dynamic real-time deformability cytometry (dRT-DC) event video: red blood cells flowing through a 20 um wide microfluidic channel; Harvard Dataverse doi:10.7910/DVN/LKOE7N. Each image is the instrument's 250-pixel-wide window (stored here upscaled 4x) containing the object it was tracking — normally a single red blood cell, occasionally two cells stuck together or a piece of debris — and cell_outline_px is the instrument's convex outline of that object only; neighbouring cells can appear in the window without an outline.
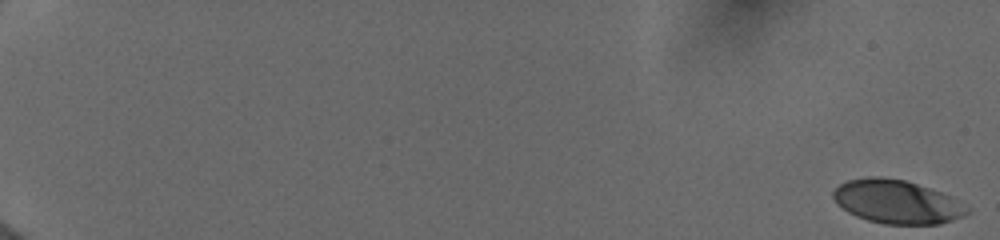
{"species": "human", "species_latin": "Homo sapiens", "temperature_condition": "cold", "stored_images_in_passage": 19, "camera_frame_rate_fps": 3000, "um_per_image_px": 0.085, "donor": {"sex": "female"}, "frame": {"image": 1, "passage_image": 1, "time_ms": 0.0, "image_size_px": [1000, 240], "cell_outline_px": [[972, 212], [964, 216], [940, 224], [884, 224], [868, 220], [856, 216], [848, 212], [836, 204], [832, 196], [832, 192], [840, 184], [848, 180], [868, 176], [880, 176], [904, 180], [940, 192], [972, 208]], "centroid_in_image_um": [76.23, 17.16], "position_along_channel_um": 8.8, "area_um2": 34.04}}
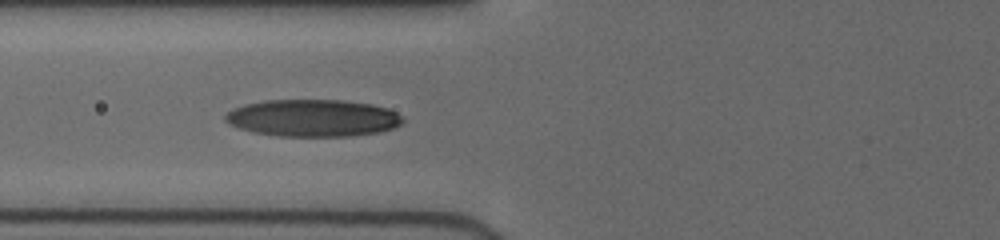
{"frame": {"image": 2, "passage_image": 14, "time_ms": 8.0, "image_size_px": [1000, 240], "cell_outline_px": [[404, 120], [400, 124], [392, 128], [380, 132], [352, 136], [276, 136], [252, 132], [228, 124], [224, 120], [224, 116], [228, 112], [244, 104], [264, 100], [344, 100], [372, 104], [388, 108], [396, 112]], "centroid_in_image_um": [26.58, 10.03], "position_along_channel_um": 99.2, "area_um2": 38.55}}
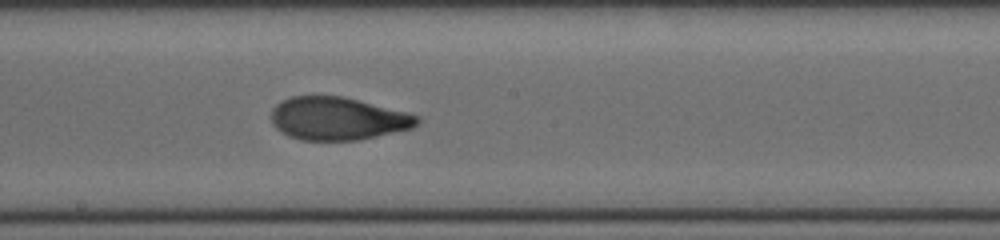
{"frame": {"image": 3, "passage_image": 19, "time_ms": 11.0, "image_size_px": [1000, 240], "cell_outline_px": [[420, 124], [412, 128], [356, 140], [300, 140], [288, 136], [280, 132], [272, 124], [272, 108], [280, 100], [292, 96], [344, 96], [408, 112], [420, 116]], "centroid_in_image_um": [28.7, 10.07], "position_along_channel_um": 219.5, "area_um2": 36.7}}